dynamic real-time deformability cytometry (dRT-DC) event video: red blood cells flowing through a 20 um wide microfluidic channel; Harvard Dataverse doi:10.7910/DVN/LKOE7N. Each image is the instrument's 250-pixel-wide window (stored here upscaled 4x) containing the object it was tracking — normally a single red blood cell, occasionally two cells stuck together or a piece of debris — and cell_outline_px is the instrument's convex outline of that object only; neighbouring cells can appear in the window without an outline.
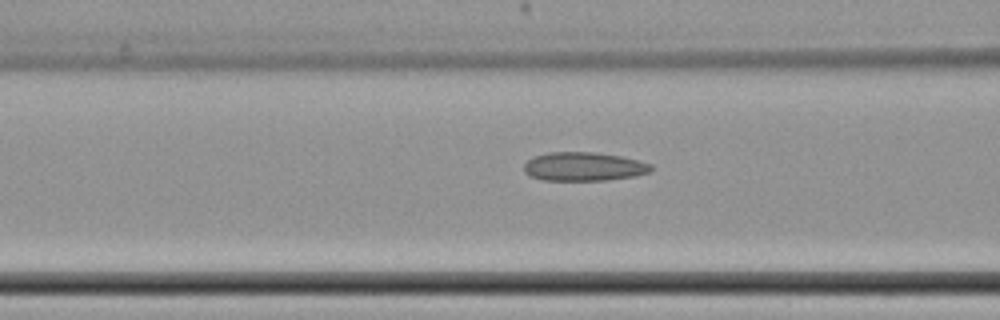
{"species": "common noctule bat (a hibernating species)", "species_latin": "Nyctalus noctula", "temperature_condition": "cold", "stored_images_in_passage": 8, "camera_frame_rate_fps": 3000, "um_per_image_px": 0.085, "animal": {"sex": "female", "body_mass_g": 22.7, "forearm_length_mm": 54.2}, "frame": {"image": 1, "passage_image": 6, "time_ms": 1.667, "image_size_px": [1000, 320], "cell_outline_px": [[652, 172], [636, 176], [608, 180], [544, 180], [528, 176], [524, 172], [524, 164], [532, 156], [548, 152], [596, 152], [620, 156], [652, 164]], "centroid_in_image_um": [49.61, 14.16], "position_along_channel_um": 117.0, "area_um2": 21.5}}